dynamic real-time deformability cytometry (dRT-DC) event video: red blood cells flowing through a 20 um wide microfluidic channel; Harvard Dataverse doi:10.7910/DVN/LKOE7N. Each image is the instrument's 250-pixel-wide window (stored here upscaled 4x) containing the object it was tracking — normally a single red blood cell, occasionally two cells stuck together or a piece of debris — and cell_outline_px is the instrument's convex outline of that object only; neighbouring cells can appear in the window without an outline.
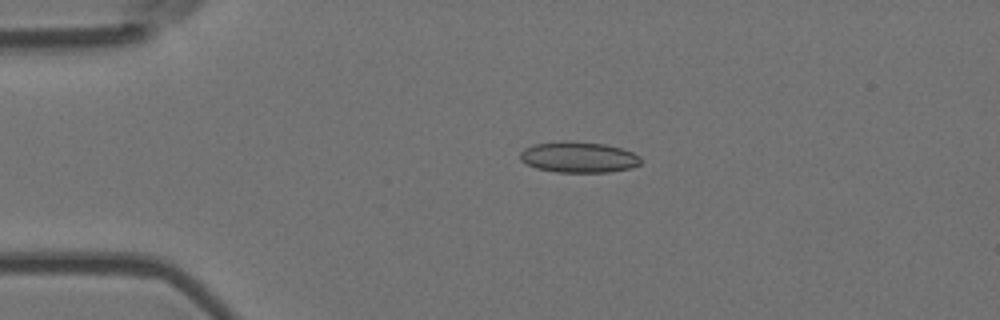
{"species": "Egyptian fruit bat (a non-hibernating species)", "species_latin": "Rousettus aegyptiacus", "temperature_condition": "room temperature", "stored_images_in_passage": 54, "camera_frame_rate_fps": 3000, "um_per_image_px": 0.085, "animal": {"sex": "female"}, "frame": {"image": 1, "passage_image": 11, "time_ms": 3.333, "image_size_px": [1000, 320], "cell_outline_px": [[640, 164], [632, 168], [608, 172], [556, 172], [536, 168], [520, 160], [520, 152], [524, 148], [536, 144], [560, 140], [564, 140], [604, 144], [620, 148], [632, 152], [640, 156]], "centroid_in_image_um": [49.17, 13.36], "position_along_channel_um": 35.8, "area_um2": 21.73}}
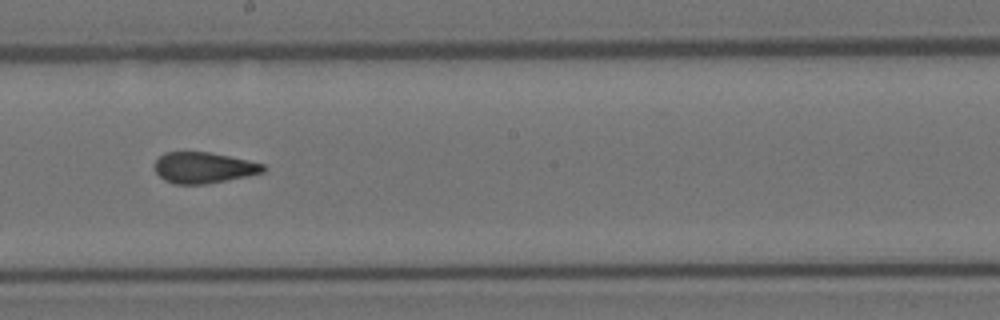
{"frame": {"image": 2, "passage_image": 30, "time_ms": 9.667, "image_size_px": [1000, 320], "cell_outline_px": [[268, 168], [264, 172], [248, 176], [204, 184], [172, 184], [164, 180], [156, 172], [156, 160], [164, 152], [208, 152], [248, 160], [264, 164]], "centroid_in_image_um": [17.33, 14.26], "position_along_channel_um": 230.9, "area_um2": 19.54}}
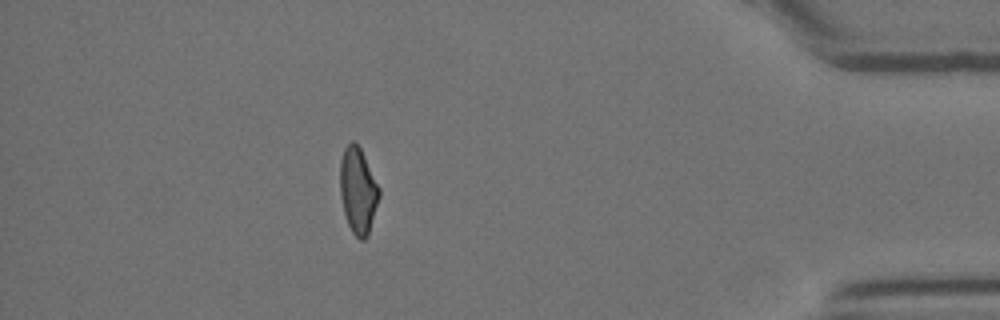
{"frame": {"image": 3, "passage_image": 48, "time_ms": 15.667, "image_size_px": [1000, 320], "cell_outline_px": [[380, 196], [368, 236], [364, 240], [360, 240], [352, 232], [348, 224], [344, 212], [340, 196], [340, 160], [344, 148], [352, 140], [360, 148], [380, 188]], "centroid_in_image_um": [30.43, 16.22], "position_along_channel_um": 404.8, "area_um2": 19.59}, "authors_computed_cell_mechanics": {"area_um2": 20.3456, "velocity_mm_per_s": 3.6621, "shape_relaxation_time_tau1_ms": null, "shape_relaxation_time_tau2_ms": 1.6722, "deformation_change_tau1": null, "deformation_change_tau2": 0.0752}}